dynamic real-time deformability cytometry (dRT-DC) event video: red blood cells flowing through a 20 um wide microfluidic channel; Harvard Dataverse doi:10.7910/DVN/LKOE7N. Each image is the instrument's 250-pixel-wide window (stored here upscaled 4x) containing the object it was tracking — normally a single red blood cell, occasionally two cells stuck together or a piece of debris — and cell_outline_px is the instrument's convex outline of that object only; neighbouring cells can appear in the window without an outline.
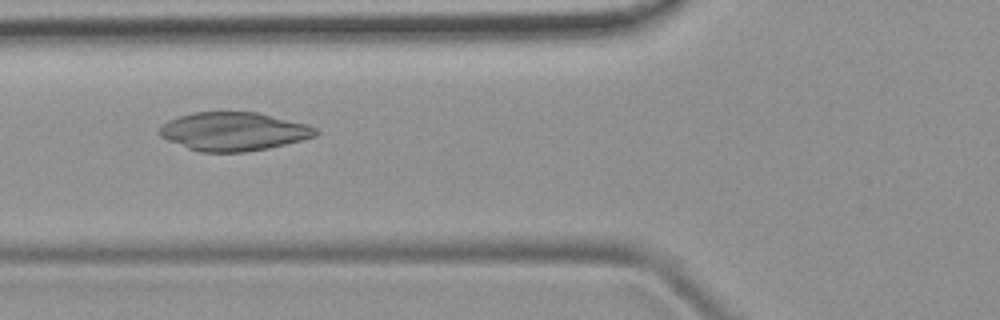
{"species": "common noctule bat (a hibernating species)", "species_latin": "Nyctalus noctula", "temperature_condition": "room temperature", "stored_images_in_passage": 40, "camera_frame_rate_fps": 3000, "um_per_image_px": 0.085, "animal": {"sex": "female", "body_mass_g": 19.9}, "frame": {"image": 1, "passage_image": 10, "time_ms": 3.0, "image_size_px": [1000, 320], "cell_outline_px": [[320, 132], [316, 136], [268, 148], [244, 152], [200, 152], [188, 148], [168, 140], [160, 136], [160, 128], [168, 120], [192, 112], [256, 112], [308, 124], [316, 128]], "centroid_in_image_um": [19.87, 11.17], "position_along_channel_um": 105.9, "area_um2": 34.8}}
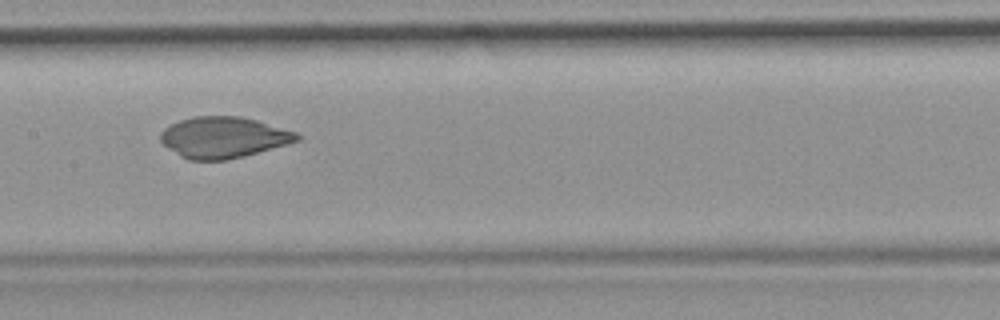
{"frame": {"image": 2, "passage_image": 16, "time_ms": 5.0, "image_size_px": [1000, 320], "cell_outline_px": [[300, 140], [244, 156], [228, 160], [188, 160], [180, 156], [168, 148], [160, 140], [160, 132], [164, 128], [180, 120], [192, 116], [240, 116], [256, 120], [296, 132], [300, 136]], "centroid_in_image_um": [18.96, 11.68], "position_along_channel_um": 188.4, "area_um2": 32.54}}
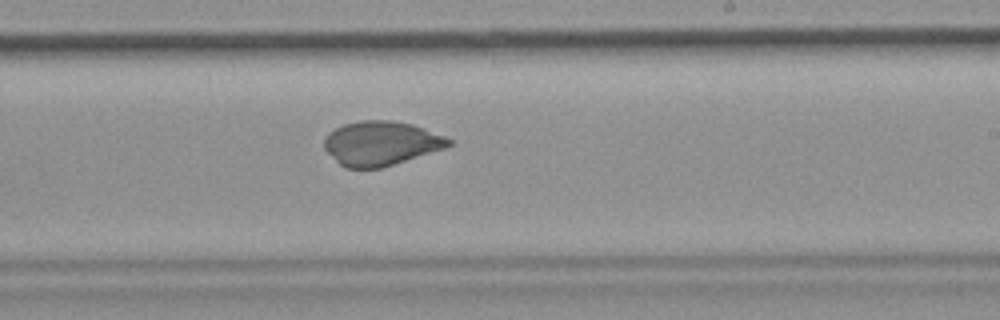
{"frame": {"image": 3, "passage_image": 21, "time_ms": 6.667, "image_size_px": [1000, 320], "cell_outline_px": [[452, 144], [444, 148], [380, 168], [344, 168], [324, 148], [324, 136], [328, 132], [344, 124], [360, 120], [392, 120], [412, 124], [424, 128], [444, 136], [452, 140]], "centroid_in_image_um": [32.35, 12.17], "position_along_channel_um": 256.6, "area_um2": 31.91}}